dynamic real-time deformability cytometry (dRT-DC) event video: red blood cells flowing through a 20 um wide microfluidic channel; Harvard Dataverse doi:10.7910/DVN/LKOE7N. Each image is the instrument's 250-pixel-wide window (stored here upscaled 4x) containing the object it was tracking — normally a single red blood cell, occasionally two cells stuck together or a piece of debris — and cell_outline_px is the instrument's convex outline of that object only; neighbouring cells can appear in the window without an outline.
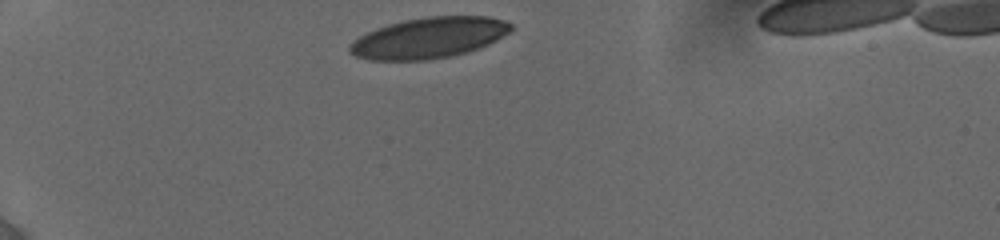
{"species": "human", "species_latin": "Homo sapiens", "temperature_condition": "cold", "stored_images_in_passage": 12, "camera_frame_rate_fps": 3000, "um_per_image_px": 0.085, "donor": {"sex": "female"}, "frame": {"image": 1, "passage_image": 1, "time_ms": 0.0, "image_size_px": [1000, 240], "cell_outline_px": [[512, 32], [480, 48], [452, 56], [428, 60], [368, 60], [356, 56], [348, 52], [348, 48], [352, 40], [376, 28], [388, 24], [404, 20], [428, 16], [488, 16], [504, 20], [512, 24]], "centroid_in_image_um": [36.47, 3.22], "position_along_channel_um": 48.5, "area_um2": 38.61}}
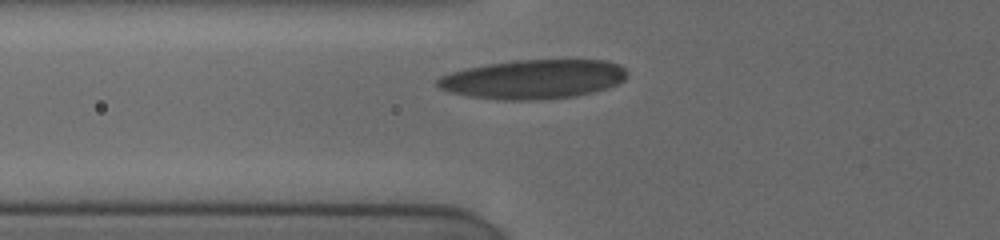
{"frame": {"image": 2, "passage_image": 9, "time_ms": 2.0, "image_size_px": [1000, 240], "cell_outline_px": [[628, 72], [624, 80], [616, 84], [592, 92], [576, 96], [532, 100], [504, 100], [468, 96], [448, 92], [440, 88], [436, 84], [436, 80], [440, 76], [448, 72], [464, 68], [488, 64], [516, 60], [604, 60], [620, 64]], "centroid_in_image_um": [45.29, 6.73], "position_along_channel_um": 80.5, "area_um2": 43.35}}